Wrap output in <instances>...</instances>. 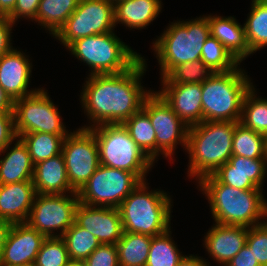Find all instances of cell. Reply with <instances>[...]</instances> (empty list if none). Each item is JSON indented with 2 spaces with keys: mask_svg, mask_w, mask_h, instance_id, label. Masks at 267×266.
Returning a JSON list of instances; mask_svg holds the SVG:
<instances>
[{
  "mask_svg": "<svg viewBox=\"0 0 267 266\" xmlns=\"http://www.w3.org/2000/svg\"><path fill=\"white\" fill-rule=\"evenodd\" d=\"M201 60L213 72H227L236 69L240 65V62L211 35L203 45Z\"/></svg>",
  "mask_w": 267,
  "mask_h": 266,
  "instance_id": "cell-35",
  "label": "cell"
},
{
  "mask_svg": "<svg viewBox=\"0 0 267 266\" xmlns=\"http://www.w3.org/2000/svg\"><path fill=\"white\" fill-rule=\"evenodd\" d=\"M142 181L121 203L123 232L158 236L171 228V196L165 191L149 190Z\"/></svg>",
  "mask_w": 267,
  "mask_h": 266,
  "instance_id": "cell-4",
  "label": "cell"
},
{
  "mask_svg": "<svg viewBox=\"0 0 267 266\" xmlns=\"http://www.w3.org/2000/svg\"><path fill=\"white\" fill-rule=\"evenodd\" d=\"M142 109L148 114L156 133V159L161 154L172 160L176 147H187L188 126L165 100L153 91L144 99Z\"/></svg>",
  "mask_w": 267,
  "mask_h": 266,
  "instance_id": "cell-14",
  "label": "cell"
},
{
  "mask_svg": "<svg viewBox=\"0 0 267 266\" xmlns=\"http://www.w3.org/2000/svg\"><path fill=\"white\" fill-rule=\"evenodd\" d=\"M78 3L79 0H41L36 22L54 37L76 10Z\"/></svg>",
  "mask_w": 267,
  "mask_h": 266,
  "instance_id": "cell-26",
  "label": "cell"
},
{
  "mask_svg": "<svg viewBox=\"0 0 267 266\" xmlns=\"http://www.w3.org/2000/svg\"><path fill=\"white\" fill-rule=\"evenodd\" d=\"M170 230L152 237L146 266H177L185 257L172 240Z\"/></svg>",
  "mask_w": 267,
  "mask_h": 266,
  "instance_id": "cell-33",
  "label": "cell"
},
{
  "mask_svg": "<svg viewBox=\"0 0 267 266\" xmlns=\"http://www.w3.org/2000/svg\"><path fill=\"white\" fill-rule=\"evenodd\" d=\"M64 240L68 256L71 260H85L101 245L97 238L85 228L78 226L75 222L61 236Z\"/></svg>",
  "mask_w": 267,
  "mask_h": 266,
  "instance_id": "cell-34",
  "label": "cell"
},
{
  "mask_svg": "<svg viewBox=\"0 0 267 266\" xmlns=\"http://www.w3.org/2000/svg\"><path fill=\"white\" fill-rule=\"evenodd\" d=\"M69 260L64 240L61 237H46L34 266H65Z\"/></svg>",
  "mask_w": 267,
  "mask_h": 266,
  "instance_id": "cell-37",
  "label": "cell"
},
{
  "mask_svg": "<svg viewBox=\"0 0 267 266\" xmlns=\"http://www.w3.org/2000/svg\"><path fill=\"white\" fill-rule=\"evenodd\" d=\"M254 85L246 93L240 123L251 130L267 134V98H259L256 95Z\"/></svg>",
  "mask_w": 267,
  "mask_h": 266,
  "instance_id": "cell-32",
  "label": "cell"
},
{
  "mask_svg": "<svg viewBox=\"0 0 267 266\" xmlns=\"http://www.w3.org/2000/svg\"><path fill=\"white\" fill-rule=\"evenodd\" d=\"M36 191L32 180L0 184V218L6 222H26Z\"/></svg>",
  "mask_w": 267,
  "mask_h": 266,
  "instance_id": "cell-21",
  "label": "cell"
},
{
  "mask_svg": "<svg viewBox=\"0 0 267 266\" xmlns=\"http://www.w3.org/2000/svg\"><path fill=\"white\" fill-rule=\"evenodd\" d=\"M161 0H121L114 4L115 26L120 23L131 29H143L162 10Z\"/></svg>",
  "mask_w": 267,
  "mask_h": 266,
  "instance_id": "cell-25",
  "label": "cell"
},
{
  "mask_svg": "<svg viewBox=\"0 0 267 266\" xmlns=\"http://www.w3.org/2000/svg\"><path fill=\"white\" fill-rule=\"evenodd\" d=\"M62 154L69 184L78 193L100 165L94 133L82 127L70 132L63 140Z\"/></svg>",
  "mask_w": 267,
  "mask_h": 266,
  "instance_id": "cell-13",
  "label": "cell"
},
{
  "mask_svg": "<svg viewBox=\"0 0 267 266\" xmlns=\"http://www.w3.org/2000/svg\"><path fill=\"white\" fill-rule=\"evenodd\" d=\"M13 114L17 136L37 132L59 136L70 133L62 122L57 106L44 88L15 100Z\"/></svg>",
  "mask_w": 267,
  "mask_h": 266,
  "instance_id": "cell-9",
  "label": "cell"
},
{
  "mask_svg": "<svg viewBox=\"0 0 267 266\" xmlns=\"http://www.w3.org/2000/svg\"><path fill=\"white\" fill-rule=\"evenodd\" d=\"M67 49L90 67L88 76L125 72L142 57L122 42L114 31L77 39Z\"/></svg>",
  "mask_w": 267,
  "mask_h": 266,
  "instance_id": "cell-7",
  "label": "cell"
},
{
  "mask_svg": "<svg viewBox=\"0 0 267 266\" xmlns=\"http://www.w3.org/2000/svg\"><path fill=\"white\" fill-rule=\"evenodd\" d=\"M32 182L36 194H69L75 192L70 184L62 152L34 165Z\"/></svg>",
  "mask_w": 267,
  "mask_h": 266,
  "instance_id": "cell-22",
  "label": "cell"
},
{
  "mask_svg": "<svg viewBox=\"0 0 267 266\" xmlns=\"http://www.w3.org/2000/svg\"><path fill=\"white\" fill-rule=\"evenodd\" d=\"M65 266H85L83 260H69Z\"/></svg>",
  "mask_w": 267,
  "mask_h": 266,
  "instance_id": "cell-48",
  "label": "cell"
},
{
  "mask_svg": "<svg viewBox=\"0 0 267 266\" xmlns=\"http://www.w3.org/2000/svg\"><path fill=\"white\" fill-rule=\"evenodd\" d=\"M32 66L29 57L14 47L0 57V86L13 101L41 89H28Z\"/></svg>",
  "mask_w": 267,
  "mask_h": 266,
  "instance_id": "cell-19",
  "label": "cell"
},
{
  "mask_svg": "<svg viewBox=\"0 0 267 266\" xmlns=\"http://www.w3.org/2000/svg\"><path fill=\"white\" fill-rule=\"evenodd\" d=\"M122 124L133 141L155 163L156 133L148 114L141 108Z\"/></svg>",
  "mask_w": 267,
  "mask_h": 266,
  "instance_id": "cell-28",
  "label": "cell"
},
{
  "mask_svg": "<svg viewBox=\"0 0 267 266\" xmlns=\"http://www.w3.org/2000/svg\"><path fill=\"white\" fill-rule=\"evenodd\" d=\"M113 4H115L116 2L118 1H121V0H110Z\"/></svg>",
  "mask_w": 267,
  "mask_h": 266,
  "instance_id": "cell-50",
  "label": "cell"
},
{
  "mask_svg": "<svg viewBox=\"0 0 267 266\" xmlns=\"http://www.w3.org/2000/svg\"><path fill=\"white\" fill-rule=\"evenodd\" d=\"M41 0H16L14 10L7 16L8 19L16 24L19 18H26L36 22V14Z\"/></svg>",
  "mask_w": 267,
  "mask_h": 266,
  "instance_id": "cell-40",
  "label": "cell"
},
{
  "mask_svg": "<svg viewBox=\"0 0 267 266\" xmlns=\"http://www.w3.org/2000/svg\"><path fill=\"white\" fill-rule=\"evenodd\" d=\"M226 266H260L250 251L248 245H244L242 249L234 256Z\"/></svg>",
  "mask_w": 267,
  "mask_h": 266,
  "instance_id": "cell-43",
  "label": "cell"
},
{
  "mask_svg": "<svg viewBox=\"0 0 267 266\" xmlns=\"http://www.w3.org/2000/svg\"><path fill=\"white\" fill-rule=\"evenodd\" d=\"M238 122L202 121L188 128V175L199 181L232 157L233 133Z\"/></svg>",
  "mask_w": 267,
  "mask_h": 266,
  "instance_id": "cell-3",
  "label": "cell"
},
{
  "mask_svg": "<svg viewBox=\"0 0 267 266\" xmlns=\"http://www.w3.org/2000/svg\"><path fill=\"white\" fill-rule=\"evenodd\" d=\"M209 36V22L204 15L189 21L171 22L152 45L161 78L182 63L201 59V50Z\"/></svg>",
  "mask_w": 267,
  "mask_h": 266,
  "instance_id": "cell-5",
  "label": "cell"
},
{
  "mask_svg": "<svg viewBox=\"0 0 267 266\" xmlns=\"http://www.w3.org/2000/svg\"><path fill=\"white\" fill-rule=\"evenodd\" d=\"M141 182L132 172L100 164L78 192L79 202L88 206L119 208Z\"/></svg>",
  "mask_w": 267,
  "mask_h": 266,
  "instance_id": "cell-10",
  "label": "cell"
},
{
  "mask_svg": "<svg viewBox=\"0 0 267 266\" xmlns=\"http://www.w3.org/2000/svg\"><path fill=\"white\" fill-rule=\"evenodd\" d=\"M46 236L28 223H13L4 245L1 266H32Z\"/></svg>",
  "mask_w": 267,
  "mask_h": 266,
  "instance_id": "cell-16",
  "label": "cell"
},
{
  "mask_svg": "<svg viewBox=\"0 0 267 266\" xmlns=\"http://www.w3.org/2000/svg\"><path fill=\"white\" fill-rule=\"evenodd\" d=\"M96 137L99 162L108 166L134 173L141 181L154 166V162L130 137L123 124H101L90 128Z\"/></svg>",
  "mask_w": 267,
  "mask_h": 266,
  "instance_id": "cell-8",
  "label": "cell"
},
{
  "mask_svg": "<svg viewBox=\"0 0 267 266\" xmlns=\"http://www.w3.org/2000/svg\"><path fill=\"white\" fill-rule=\"evenodd\" d=\"M16 5V0H0V15L8 16Z\"/></svg>",
  "mask_w": 267,
  "mask_h": 266,
  "instance_id": "cell-47",
  "label": "cell"
},
{
  "mask_svg": "<svg viewBox=\"0 0 267 266\" xmlns=\"http://www.w3.org/2000/svg\"><path fill=\"white\" fill-rule=\"evenodd\" d=\"M265 158L267 161V134L265 135Z\"/></svg>",
  "mask_w": 267,
  "mask_h": 266,
  "instance_id": "cell-49",
  "label": "cell"
},
{
  "mask_svg": "<svg viewBox=\"0 0 267 266\" xmlns=\"http://www.w3.org/2000/svg\"><path fill=\"white\" fill-rule=\"evenodd\" d=\"M206 260L200 256L194 255H185V257L179 262L177 266H209Z\"/></svg>",
  "mask_w": 267,
  "mask_h": 266,
  "instance_id": "cell-45",
  "label": "cell"
},
{
  "mask_svg": "<svg viewBox=\"0 0 267 266\" xmlns=\"http://www.w3.org/2000/svg\"><path fill=\"white\" fill-rule=\"evenodd\" d=\"M114 4L110 0H79L76 10L54 36L64 47L77 39L114 31Z\"/></svg>",
  "mask_w": 267,
  "mask_h": 266,
  "instance_id": "cell-11",
  "label": "cell"
},
{
  "mask_svg": "<svg viewBox=\"0 0 267 266\" xmlns=\"http://www.w3.org/2000/svg\"><path fill=\"white\" fill-rule=\"evenodd\" d=\"M251 10L244 24L250 52L267 46V6L261 0H251Z\"/></svg>",
  "mask_w": 267,
  "mask_h": 266,
  "instance_id": "cell-29",
  "label": "cell"
},
{
  "mask_svg": "<svg viewBox=\"0 0 267 266\" xmlns=\"http://www.w3.org/2000/svg\"><path fill=\"white\" fill-rule=\"evenodd\" d=\"M74 222L93 234L101 244L116 245L123 234L118 208L88 206L79 202Z\"/></svg>",
  "mask_w": 267,
  "mask_h": 266,
  "instance_id": "cell-15",
  "label": "cell"
},
{
  "mask_svg": "<svg viewBox=\"0 0 267 266\" xmlns=\"http://www.w3.org/2000/svg\"><path fill=\"white\" fill-rule=\"evenodd\" d=\"M14 142L16 143L12 147L13 143H10L0 151V155L7 152L0 158V184L29 181L33 178L34 164L26 145L19 137Z\"/></svg>",
  "mask_w": 267,
  "mask_h": 266,
  "instance_id": "cell-24",
  "label": "cell"
},
{
  "mask_svg": "<svg viewBox=\"0 0 267 266\" xmlns=\"http://www.w3.org/2000/svg\"><path fill=\"white\" fill-rule=\"evenodd\" d=\"M214 224L204 236L203 245L215 262L226 266L246 245L249 227Z\"/></svg>",
  "mask_w": 267,
  "mask_h": 266,
  "instance_id": "cell-20",
  "label": "cell"
},
{
  "mask_svg": "<svg viewBox=\"0 0 267 266\" xmlns=\"http://www.w3.org/2000/svg\"><path fill=\"white\" fill-rule=\"evenodd\" d=\"M232 156L251 159L265 158V135L238 122L233 133Z\"/></svg>",
  "mask_w": 267,
  "mask_h": 266,
  "instance_id": "cell-31",
  "label": "cell"
},
{
  "mask_svg": "<svg viewBox=\"0 0 267 266\" xmlns=\"http://www.w3.org/2000/svg\"><path fill=\"white\" fill-rule=\"evenodd\" d=\"M246 244L260 266H267V220L248 228Z\"/></svg>",
  "mask_w": 267,
  "mask_h": 266,
  "instance_id": "cell-38",
  "label": "cell"
},
{
  "mask_svg": "<svg viewBox=\"0 0 267 266\" xmlns=\"http://www.w3.org/2000/svg\"><path fill=\"white\" fill-rule=\"evenodd\" d=\"M18 138L15 131L13 112L0 113V151Z\"/></svg>",
  "mask_w": 267,
  "mask_h": 266,
  "instance_id": "cell-41",
  "label": "cell"
},
{
  "mask_svg": "<svg viewBox=\"0 0 267 266\" xmlns=\"http://www.w3.org/2000/svg\"><path fill=\"white\" fill-rule=\"evenodd\" d=\"M14 101L8 96V94L0 86V113L1 112H13Z\"/></svg>",
  "mask_w": 267,
  "mask_h": 266,
  "instance_id": "cell-46",
  "label": "cell"
},
{
  "mask_svg": "<svg viewBox=\"0 0 267 266\" xmlns=\"http://www.w3.org/2000/svg\"><path fill=\"white\" fill-rule=\"evenodd\" d=\"M78 203V193L36 194L26 223L46 237H61L73 225Z\"/></svg>",
  "mask_w": 267,
  "mask_h": 266,
  "instance_id": "cell-12",
  "label": "cell"
},
{
  "mask_svg": "<svg viewBox=\"0 0 267 266\" xmlns=\"http://www.w3.org/2000/svg\"><path fill=\"white\" fill-rule=\"evenodd\" d=\"M14 25L7 16L0 15V57L13 48L11 31Z\"/></svg>",
  "mask_w": 267,
  "mask_h": 266,
  "instance_id": "cell-42",
  "label": "cell"
},
{
  "mask_svg": "<svg viewBox=\"0 0 267 266\" xmlns=\"http://www.w3.org/2000/svg\"><path fill=\"white\" fill-rule=\"evenodd\" d=\"M267 6V0H261Z\"/></svg>",
  "mask_w": 267,
  "mask_h": 266,
  "instance_id": "cell-51",
  "label": "cell"
},
{
  "mask_svg": "<svg viewBox=\"0 0 267 266\" xmlns=\"http://www.w3.org/2000/svg\"><path fill=\"white\" fill-rule=\"evenodd\" d=\"M267 174L266 159L232 156L212 175L220 182L236 189H263Z\"/></svg>",
  "mask_w": 267,
  "mask_h": 266,
  "instance_id": "cell-17",
  "label": "cell"
},
{
  "mask_svg": "<svg viewBox=\"0 0 267 266\" xmlns=\"http://www.w3.org/2000/svg\"><path fill=\"white\" fill-rule=\"evenodd\" d=\"M12 227V222H6L4 219L0 218V266L3 258L4 245L8 240Z\"/></svg>",
  "mask_w": 267,
  "mask_h": 266,
  "instance_id": "cell-44",
  "label": "cell"
},
{
  "mask_svg": "<svg viewBox=\"0 0 267 266\" xmlns=\"http://www.w3.org/2000/svg\"><path fill=\"white\" fill-rule=\"evenodd\" d=\"M198 184L216 223L253 227L267 219L263 189H236L220 183L212 174L201 178Z\"/></svg>",
  "mask_w": 267,
  "mask_h": 266,
  "instance_id": "cell-2",
  "label": "cell"
},
{
  "mask_svg": "<svg viewBox=\"0 0 267 266\" xmlns=\"http://www.w3.org/2000/svg\"><path fill=\"white\" fill-rule=\"evenodd\" d=\"M157 93L189 127L202 122L201 83H161Z\"/></svg>",
  "mask_w": 267,
  "mask_h": 266,
  "instance_id": "cell-18",
  "label": "cell"
},
{
  "mask_svg": "<svg viewBox=\"0 0 267 266\" xmlns=\"http://www.w3.org/2000/svg\"><path fill=\"white\" fill-rule=\"evenodd\" d=\"M244 69L214 72L202 88V121L240 122L246 93L253 86Z\"/></svg>",
  "mask_w": 267,
  "mask_h": 266,
  "instance_id": "cell-6",
  "label": "cell"
},
{
  "mask_svg": "<svg viewBox=\"0 0 267 266\" xmlns=\"http://www.w3.org/2000/svg\"><path fill=\"white\" fill-rule=\"evenodd\" d=\"M152 236L123 232L116 243L119 266H146Z\"/></svg>",
  "mask_w": 267,
  "mask_h": 266,
  "instance_id": "cell-27",
  "label": "cell"
},
{
  "mask_svg": "<svg viewBox=\"0 0 267 266\" xmlns=\"http://www.w3.org/2000/svg\"><path fill=\"white\" fill-rule=\"evenodd\" d=\"M214 72L201 60L185 62L175 67L161 83H202Z\"/></svg>",
  "mask_w": 267,
  "mask_h": 266,
  "instance_id": "cell-36",
  "label": "cell"
},
{
  "mask_svg": "<svg viewBox=\"0 0 267 266\" xmlns=\"http://www.w3.org/2000/svg\"><path fill=\"white\" fill-rule=\"evenodd\" d=\"M85 266H119L118 251L114 244H101L87 259Z\"/></svg>",
  "mask_w": 267,
  "mask_h": 266,
  "instance_id": "cell-39",
  "label": "cell"
},
{
  "mask_svg": "<svg viewBox=\"0 0 267 266\" xmlns=\"http://www.w3.org/2000/svg\"><path fill=\"white\" fill-rule=\"evenodd\" d=\"M146 63L141 57L125 72L87 77L81 90V105L94 124L82 128L122 124L142 108L144 99L152 92L141 85L147 71Z\"/></svg>",
  "mask_w": 267,
  "mask_h": 266,
  "instance_id": "cell-1",
  "label": "cell"
},
{
  "mask_svg": "<svg viewBox=\"0 0 267 266\" xmlns=\"http://www.w3.org/2000/svg\"><path fill=\"white\" fill-rule=\"evenodd\" d=\"M18 137L26 145L32 163L35 165L40 161L60 154L63 140L66 136L37 132L23 134Z\"/></svg>",
  "mask_w": 267,
  "mask_h": 266,
  "instance_id": "cell-30",
  "label": "cell"
},
{
  "mask_svg": "<svg viewBox=\"0 0 267 266\" xmlns=\"http://www.w3.org/2000/svg\"><path fill=\"white\" fill-rule=\"evenodd\" d=\"M210 35L216 38L240 63L252 53L246 40L244 25L234 16L207 15Z\"/></svg>",
  "mask_w": 267,
  "mask_h": 266,
  "instance_id": "cell-23",
  "label": "cell"
}]
</instances>
